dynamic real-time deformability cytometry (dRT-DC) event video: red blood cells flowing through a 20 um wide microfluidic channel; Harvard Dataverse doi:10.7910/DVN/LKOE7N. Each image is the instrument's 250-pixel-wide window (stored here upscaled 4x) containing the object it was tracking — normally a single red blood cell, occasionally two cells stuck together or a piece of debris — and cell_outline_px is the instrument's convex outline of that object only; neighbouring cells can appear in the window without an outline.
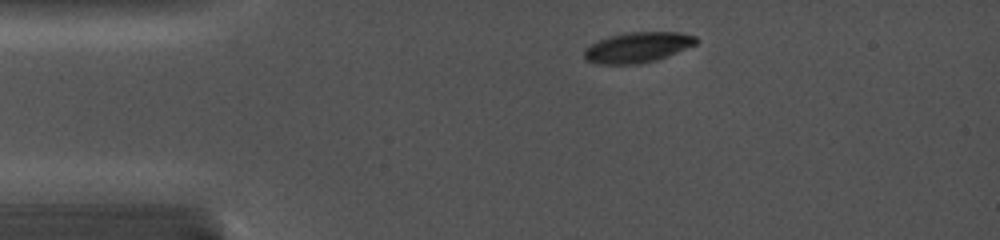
{"species": "common noctule bat (a hibernating species)", "species_latin": "Nyctalus noctula", "temperature_condition": "cold", "stored_images_in_passage": 6, "camera_frame_rate_fps": 5000, "um_per_image_px": 0.085, "animal": {"sex": "female", "body_mass_g": 19.0, "forearm_length_mm": 56.7}, "frame": {"image": 1, "passage_image": 1, "time_ms": 0.0, "image_size_px": [1000, 240], "cell_outline_px": [[700, 40], [696, 44], [668, 56], [656, 60], [640, 64], [596, 64], [588, 60], [584, 56], [584, 48], [608, 36], [628, 32], [680, 32], [696, 36]], "centroid_in_image_um": [54.22, 4.02], "position_along_channel_um": 30.8, "area_um2": 19.88}}
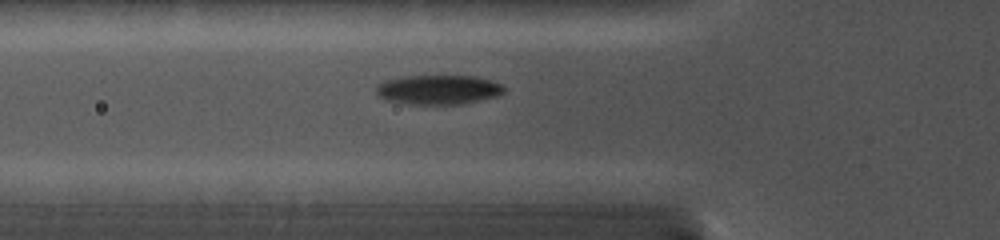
{"frame": {"image": 2, "passage_image": 6, "time_ms": 2.6, "image_size_px": [1000, 240], "cell_outline_px": [[504, 92], [496, 96], [464, 104], [404, 104], [384, 100], [376, 96], [376, 88], [384, 80], [408, 76], [476, 76], [500, 84], [504, 88]], "centroid_in_image_um": [37.2, 7.64], "position_along_channel_um": 88.6, "area_um2": 21.96}}